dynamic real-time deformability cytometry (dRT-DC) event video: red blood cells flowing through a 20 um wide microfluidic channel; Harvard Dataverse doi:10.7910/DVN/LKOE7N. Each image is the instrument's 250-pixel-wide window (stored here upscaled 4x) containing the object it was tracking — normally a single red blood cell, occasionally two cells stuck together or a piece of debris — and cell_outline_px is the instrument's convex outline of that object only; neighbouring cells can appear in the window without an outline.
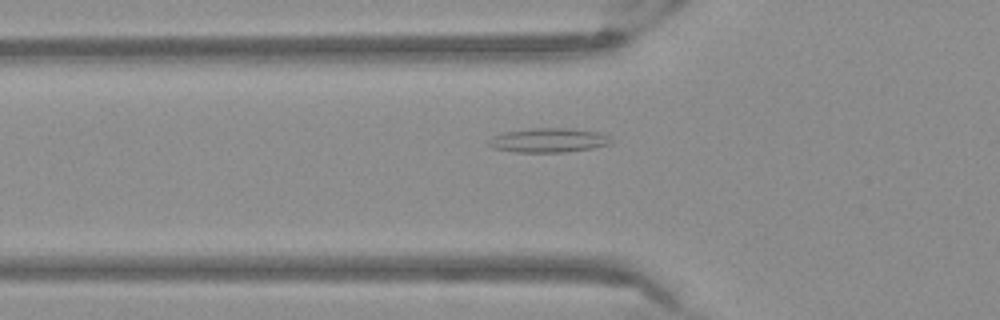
{"species": "Egyptian fruit bat (a non-hibernating species)", "species_latin": "Rousettus aegyptiacus", "temperature_condition": "warm", "stored_images_in_passage": 36, "camera_frame_rate_fps": 3000, "um_per_image_px": 0.085, "frame": {"image": 1, "passage_image": 2, "time_ms": 0.333, "image_size_px": [1000, 320], "cell_outline_px": [[616, 140], [612, 144], [592, 148], [564, 152], [516, 152], [492, 148], [488, 144], [488, 140], [492, 136], [504, 132], [532, 128], [568, 128], [600, 132]], "centroid_in_image_um": [46.66, 11.92], "position_along_channel_um": 79.1, "area_um2": 17.51}}
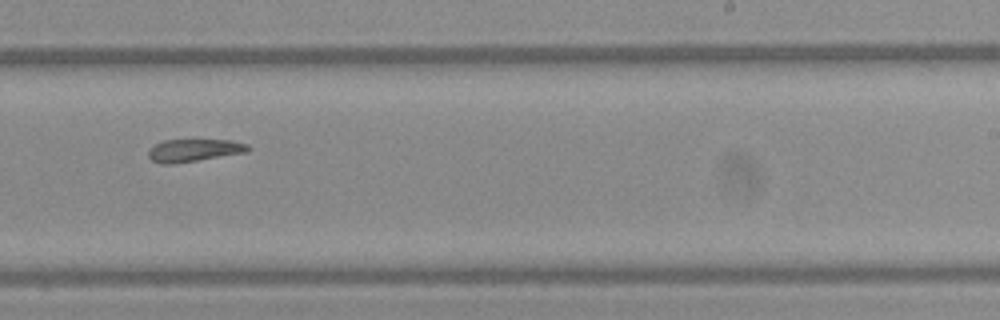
{"frame": {"image": 2, "passage_image": 17, "time_ms": 5.333, "image_size_px": [1000, 320], "cell_outline_px": [[252, 148], [248, 152], [172, 164], [160, 164], [152, 160], [148, 156], [148, 152], [156, 144], [164, 140], [232, 140], [248, 144]], "centroid_in_image_um": [16.53, 12.77], "position_along_channel_um": 272.5, "area_um2": 13.06}}
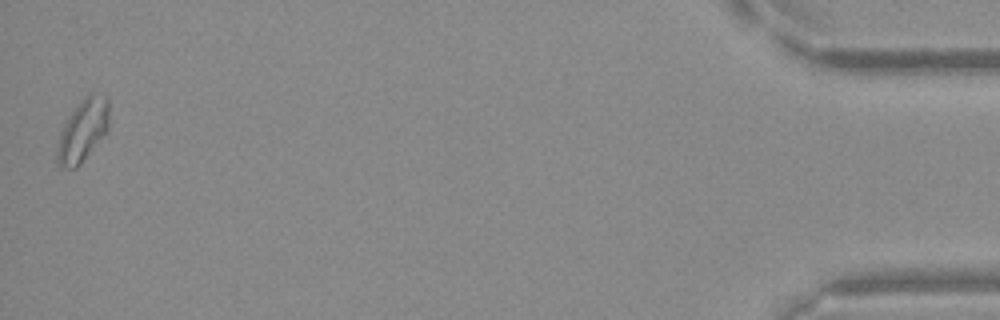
{"frame": {"image": 3, "passage_image": 36, "time_ms": 11.667, "image_size_px": [1000, 320], "cell_outline_px": [[108, 132], [80, 164], [76, 168], [68, 168], [60, 164], [56, 160], [56, 152], [60, 132], [64, 124], [72, 112], [84, 96], [92, 92], [108, 96]], "centroid_in_image_um": [7.06, 11.07], "position_along_channel_um": 428.1, "area_um2": 18.79}}